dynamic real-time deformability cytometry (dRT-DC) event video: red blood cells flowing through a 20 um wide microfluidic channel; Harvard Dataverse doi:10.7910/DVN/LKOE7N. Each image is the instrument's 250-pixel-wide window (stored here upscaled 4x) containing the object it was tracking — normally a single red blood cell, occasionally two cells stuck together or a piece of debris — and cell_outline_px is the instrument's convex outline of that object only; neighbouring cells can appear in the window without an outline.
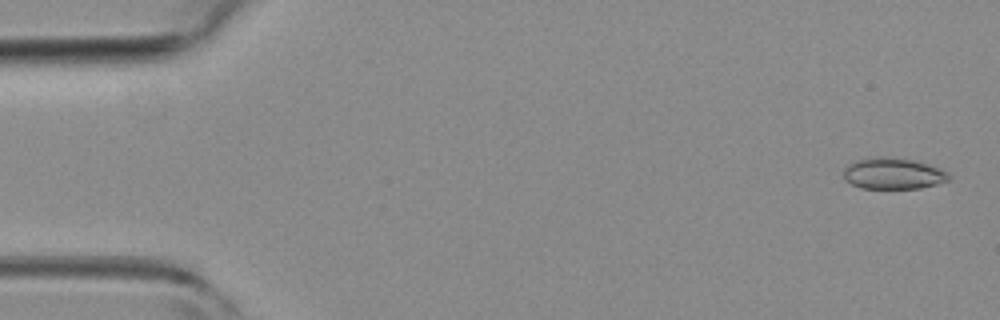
{"species": "common noctule bat (a hibernating species)", "species_latin": "Nyctalus noctula", "temperature_condition": "room temperature", "stored_images_in_passage": 3, "camera_frame_rate_fps": 3000, "um_per_image_px": 0.085, "animal": {"sex": "female", "body_mass_g": 19.3, "forearm_length_mm": 54.1}, "frame": {"image": 1, "passage_image": 1, "time_ms": 0.0, "image_size_px": [1000, 320], "cell_outline_px": [[952, 176], [948, 180], [936, 184], [920, 188], [860, 188], [844, 180], [844, 168], [848, 164], [856, 160], [876, 156], [892, 156], [912, 160], [928, 164], [940, 168], [948, 172]], "centroid_in_image_um": [75.91, 14.73], "position_along_channel_um": 9.1, "area_um2": 19.36}}
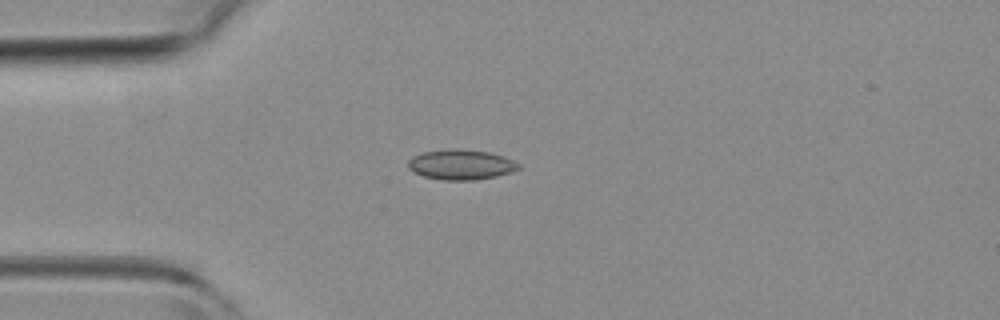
{"frame": {"image": 2, "passage_image": 3, "time_ms": 3.333, "image_size_px": [1000, 320], "cell_outline_px": [[520, 168], [512, 172], [496, 176], [472, 180], [440, 180], [424, 176], [412, 172], [408, 168], [408, 160], [424, 152], [456, 148], [460, 148], [488, 152], [504, 156], [520, 164]], "centroid_in_image_um": [39.19, 13.99], "position_along_channel_um": 45.8, "area_um2": 19.36}}